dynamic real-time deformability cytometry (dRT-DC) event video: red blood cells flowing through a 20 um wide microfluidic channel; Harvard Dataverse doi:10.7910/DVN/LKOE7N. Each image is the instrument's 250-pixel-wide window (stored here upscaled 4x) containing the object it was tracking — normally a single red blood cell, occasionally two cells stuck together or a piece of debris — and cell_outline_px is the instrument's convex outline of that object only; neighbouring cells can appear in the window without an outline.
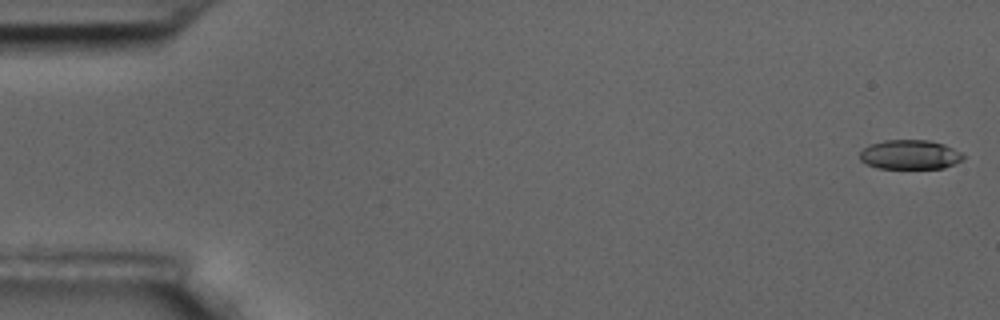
{"species": "common noctule bat (a hibernating species)", "species_latin": "Nyctalus noctula", "temperature_condition": "room temperature", "stored_images_in_passage": 57, "camera_frame_rate_fps": 3000, "um_per_image_px": 0.085, "animal": {"sex": "male", "body_mass_g": 17.5, "forearm_length_mm": 52.3}, "frame": {"image": 1, "passage_image": 1, "time_ms": 0.0, "image_size_px": [1000, 320], "cell_outline_px": [[964, 160], [944, 168], [876, 168], [864, 164], [860, 160], [860, 152], [868, 144], [884, 140], [928, 140], [944, 144], [960, 152], [964, 156]], "centroid_in_image_um": [77.31, 13.14], "position_along_channel_um": 7.7, "area_um2": 17.86}}
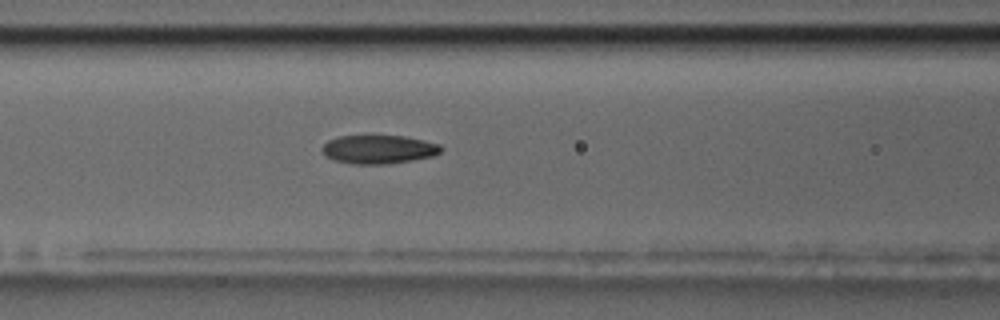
{"frame": {"image": 2, "passage_image": 24, "time_ms": 7.667, "image_size_px": [1000, 320], "cell_outline_px": [[440, 152], [432, 156], [412, 160], [388, 164], [356, 164], [332, 160], [324, 156], [320, 152], [320, 148], [328, 140], [336, 136], [372, 132], [404, 136], [424, 140], [440, 144]], "centroid_in_image_um": [32.08, 12.64], "position_along_channel_um": 134.5, "area_um2": 20.92}}
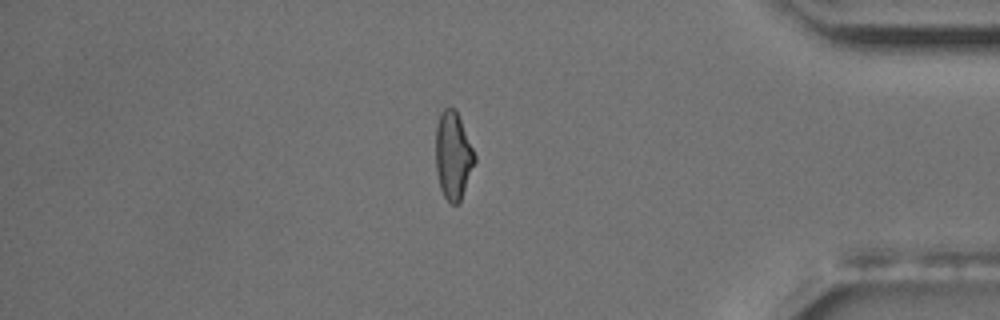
{"frame": {"image": 3, "passage_image": 49, "time_ms": 16.0, "image_size_px": [1000, 320], "cell_outline_px": [[476, 160], [460, 200], [456, 204], [452, 204], [444, 196], [440, 188], [436, 168], [436, 124], [440, 112], [444, 108], [452, 108], [456, 112], [460, 120], [476, 156]], "centroid_in_image_um": [38.5, 13.22], "position_along_channel_um": 396.7, "area_um2": 19.48}, "authors_computed_cell_mechanics": {"area_um2": 19.8254, "velocity_mm_per_s": 3.525, "shape_relaxation_time_tau1_ms": 5.5591, "shape_relaxation_time_tau2_ms": 3.335, "deformation_change_tau1": 0.1642, "deformation_change_tau2": 0.1001}}